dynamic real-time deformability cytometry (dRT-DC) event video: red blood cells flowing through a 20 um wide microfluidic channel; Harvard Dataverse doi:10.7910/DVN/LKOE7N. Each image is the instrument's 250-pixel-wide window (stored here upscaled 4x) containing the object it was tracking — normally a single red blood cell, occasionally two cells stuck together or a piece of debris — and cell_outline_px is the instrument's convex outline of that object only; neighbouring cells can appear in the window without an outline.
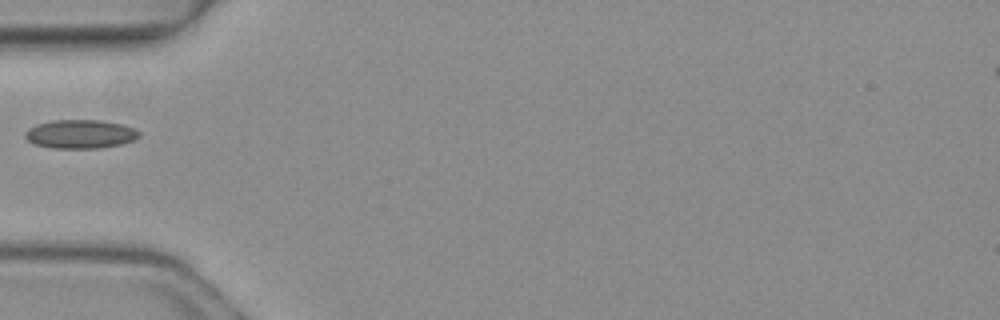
{"species": "common noctule bat (a hibernating species)", "species_latin": "Nyctalus noctula", "temperature_condition": "warm", "stored_images_in_passage": 5, "camera_frame_rate_fps": 3000, "um_per_image_px": 0.085, "animal": {"sex": "female", "body_mass_g": 19.3, "forearm_length_mm": 54.1}, "frame": {"image": 1, "passage_image": 5, "time_ms": 1.333, "image_size_px": [1000, 320], "cell_outline_px": [[140, 136], [132, 140], [120, 144], [100, 148], [52, 148], [36, 144], [28, 140], [24, 136], [24, 132], [28, 128], [36, 124], [52, 120], [100, 120], [124, 124], [140, 132]], "centroid_in_image_um": [6.81, 11.38], "position_along_channel_um": 78.2, "area_um2": 19.07}}